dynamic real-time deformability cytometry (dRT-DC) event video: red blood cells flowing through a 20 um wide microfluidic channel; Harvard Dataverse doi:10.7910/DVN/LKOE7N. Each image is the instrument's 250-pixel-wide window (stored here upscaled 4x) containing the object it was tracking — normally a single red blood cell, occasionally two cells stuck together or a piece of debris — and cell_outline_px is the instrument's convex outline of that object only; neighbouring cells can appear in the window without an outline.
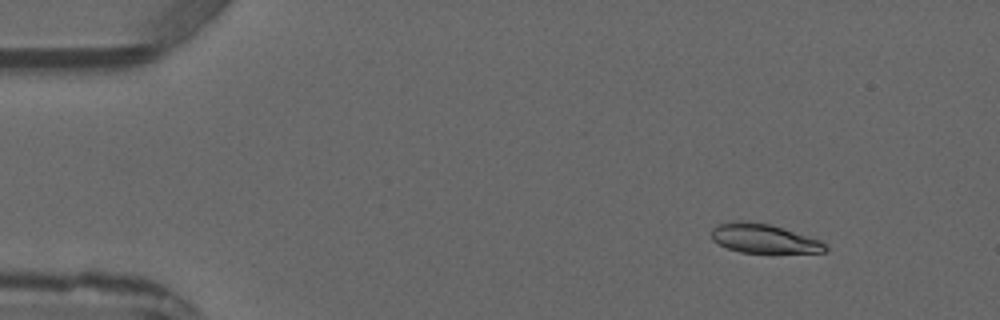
{"species": "common noctule bat (a hibernating species)", "species_latin": "Nyctalus noctula", "temperature_condition": "warm", "stored_images_in_passage": 4, "camera_frame_rate_fps": 3000, "um_per_image_px": 0.085, "animal": {"sex": "male", "forearm_length_mm": 52.5}, "frame": {"image": 1, "passage_image": 1, "time_ms": 0.0, "image_size_px": [1000, 320], "cell_outline_px": [[828, 248], [824, 252], [740, 252], [728, 248], [712, 240], [712, 228], [720, 224], [732, 220], [744, 220], [768, 224], [820, 240]], "centroid_in_image_um": [64.87, 20.26], "position_along_channel_um": 20.1, "area_um2": 18.9}}
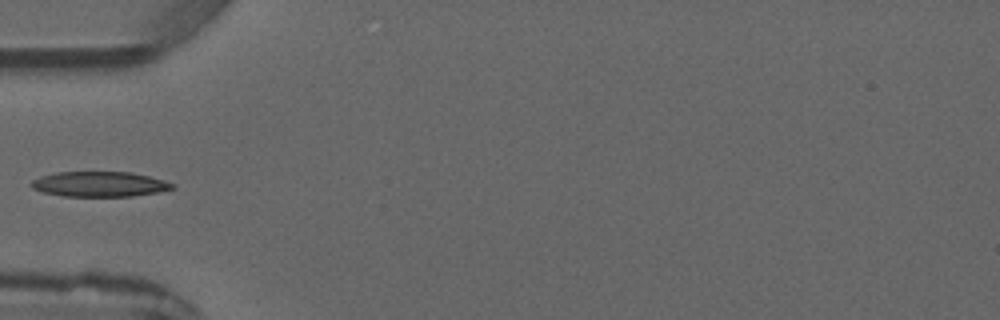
{"frame": {"image": 2, "passage_image": 4, "time_ms": 3.333, "image_size_px": [1000, 320], "cell_outline_px": [[176, 188], [156, 192], [132, 196], [64, 196], [44, 192], [32, 188], [32, 180], [40, 176], [56, 172], [128, 172], [148, 176], [164, 180], [176, 184]], "centroid_in_image_um": [8.48, 15.65], "position_along_channel_um": 76.5, "area_um2": 20.52}}